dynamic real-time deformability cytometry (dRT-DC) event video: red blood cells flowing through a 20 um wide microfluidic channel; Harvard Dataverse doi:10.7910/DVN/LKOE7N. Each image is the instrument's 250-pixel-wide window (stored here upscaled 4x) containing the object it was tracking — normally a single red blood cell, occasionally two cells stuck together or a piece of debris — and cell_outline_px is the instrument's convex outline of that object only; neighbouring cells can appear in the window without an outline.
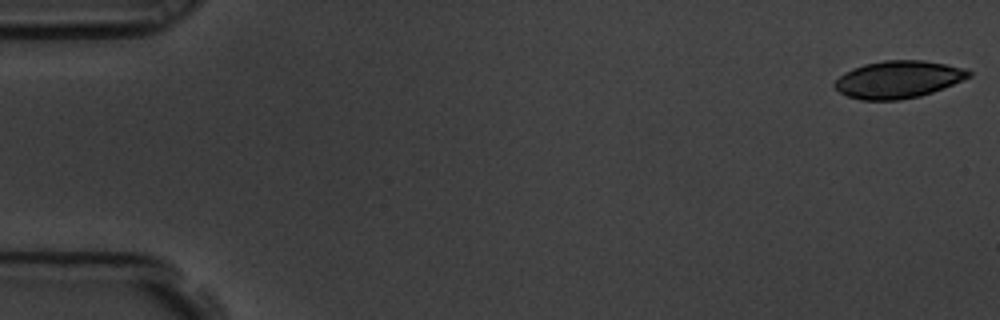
{"species": "common noctule bat (a hibernating species)", "species_latin": "Nyctalus noctula", "temperature_condition": "room temperature", "stored_images_in_passage": 5, "camera_frame_rate_fps": 3000, "um_per_image_px": 0.085, "animal": {"sex": "male", "body_mass_g": 19.5, "forearm_length_mm": 54.6}, "frame": {"image": 1, "passage_image": 1, "time_ms": 0.0, "image_size_px": [1000, 320], "cell_outline_px": [[972, 76], [932, 92], [920, 96], [900, 100], [860, 100], [848, 96], [840, 92], [832, 84], [844, 72], [864, 64], [884, 60], [924, 60], [968, 68], [972, 72]], "centroid_in_image_um": [76.36, 6.75], "position_along_channel_um": 8.6, "area_um2": 29.25}}
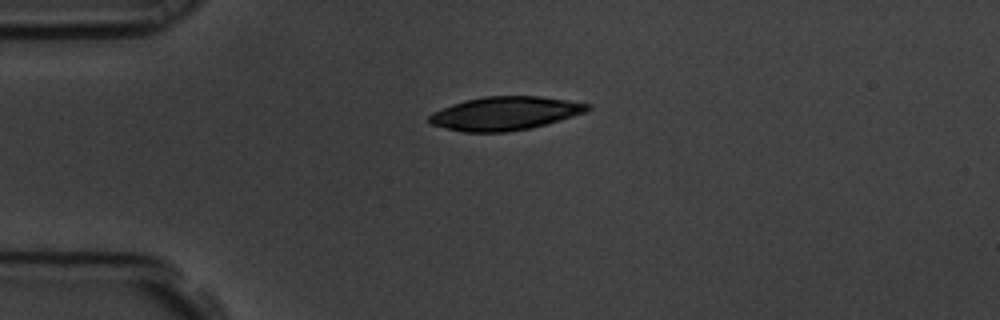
{"frame": {"image": 2, "passage_image": 4, "time_ms": 1.0, "image_size_px": [1000, 320], "cell_outline_px": [[592, 108], [584, 112], [560, 120], [532, 128], [504, 132], [464, 132], [432, 124], [428, 120], [428, 116], [432, 112], [452, 104], [464, 100], [484, 96], [540, 96], [592, 104]], "centroid_in_image_um": [42.93, 9.63], "position_along_channel_um": 42.1, "area_um2": 30.81}}